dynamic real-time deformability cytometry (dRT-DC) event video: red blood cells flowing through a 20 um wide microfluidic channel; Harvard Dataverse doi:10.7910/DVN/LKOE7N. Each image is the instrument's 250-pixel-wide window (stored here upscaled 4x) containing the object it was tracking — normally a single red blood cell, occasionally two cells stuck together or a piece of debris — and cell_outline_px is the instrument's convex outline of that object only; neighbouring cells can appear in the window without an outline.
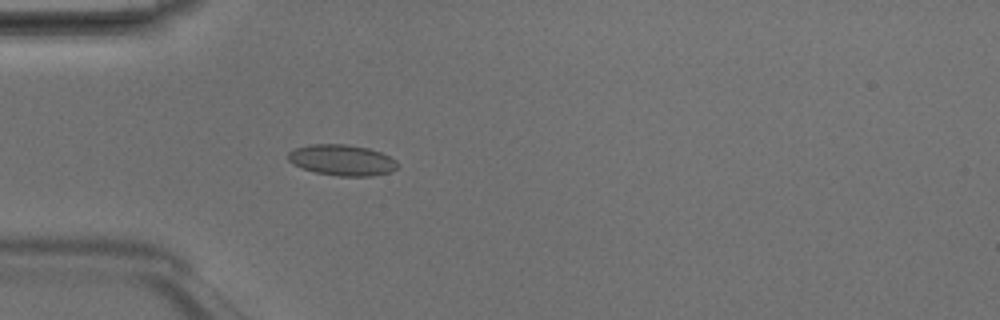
{"species": "Egyptian fruit bat (a non-hibernating species)", "species_latin": "Rousettus aegyptiacus", "temperature_condition": "room temperature", "stored_images_in_passage": 48, "camera_frame_rate_fps": 3000, "um_per_image_px": 0.085, "animal": {"sex": "male"}, "frame": {"image": 1, "passage_image": 14, "time_ms": 4.333, "image_size_px": [1000, 320], "cell_outline_px": [[396, 168], [388, 172], [372, 176], [340, 176], [316, 172], [300, 168], [292, 164], [288, 160], [288, 152], [296, 148], [312, 144], [344, 144], [368, 148], [380, 152], [396, 160]], "centroid_in_image_um": [29.03, 13.61], "position_along_channel_um": 56.0, "area_um2": 19.54}}
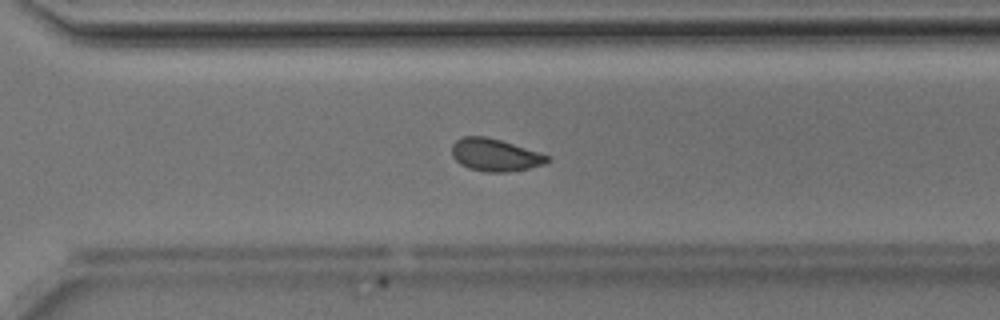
{"frame": {"image": 2, "passage_image": 34, "time_ms": 11.0, "image_size_px": [1000, 320], "cell_outline_px": [[552, 160], [544, 164], [528, 168], [508, 172], [488, 172], [468, 168], [460, 164], [452, 156], [452, 144], [456, 140], [464, 136], [488, 136], [552, 156]], "centroid_in_image_um": [42.1, 13.17], "position_along_channel_um": 328.5, "area_um2": 18.21}}
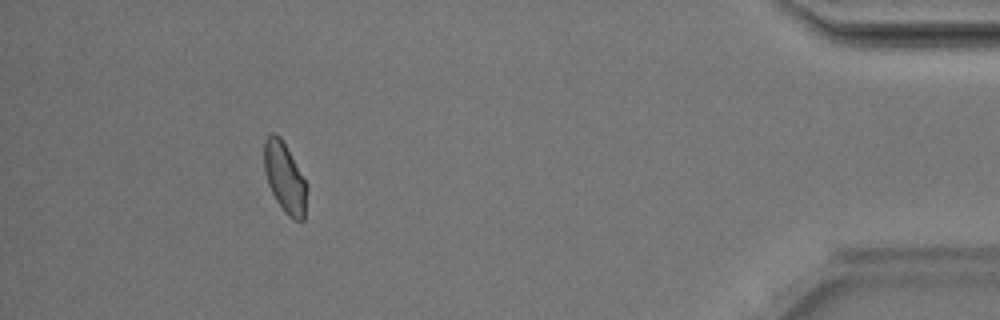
{"frame": {"image": 3, "passage_image": 44, "time_ms": 14.333, "image_size_px": [1000, 320], "cell_outline_px": [[308, 188], [304, 220], [292, 220], [284, 212], [276, 200], [268, 184], [264, 168], [264, 140], [272, 132], [280, 136], [304, 180]], "centroid_in_image_um": [24.2, 15.14], "position_along_channel_um": 411.0, "area_um2": 17.22}, "authors_computed_cell_mechanics": {"area_um2": 18.4382, "velocity_mm_per_s": 4.1897, "shape_relaxation_time_tau1_ms": 3.0439, "shape_relaxation_time_tau2_ms": 1.1643, "deformation_change_tau1": 0.0654, "deformation_change_tau2": 0.0631}}